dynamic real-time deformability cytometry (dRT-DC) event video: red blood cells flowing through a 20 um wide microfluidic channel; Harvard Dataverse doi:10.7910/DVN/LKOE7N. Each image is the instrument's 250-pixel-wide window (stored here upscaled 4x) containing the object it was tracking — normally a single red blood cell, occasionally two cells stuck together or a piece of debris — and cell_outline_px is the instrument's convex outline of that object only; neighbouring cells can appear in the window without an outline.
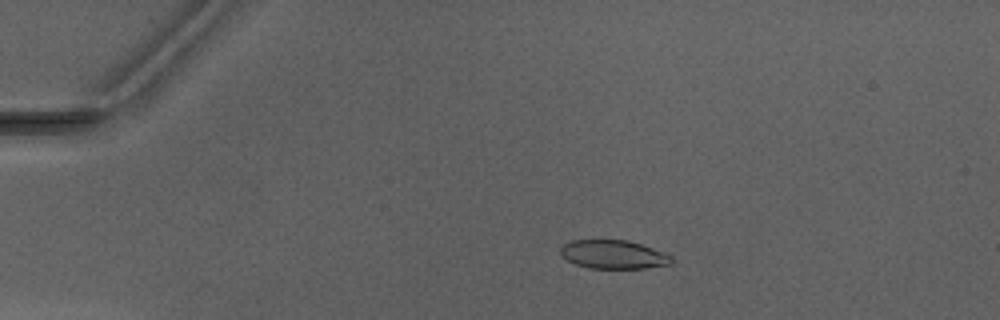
{"species": "Egyptian fruit bat (a non-hibernating species)", "species_latin": "Rousettus aegyptiacus", "temperature_condition": "warm", "stored_images_in_passage": 5, "camera_frame_rate_fps": 3000, "um_per_image_px": 0.085, "animal": {"sex": "male"}, "frame": {"image": 1, "passage_image": 3, "time_ms": 2.333, "image_size_px": [1000, 320], "cell_outline_px": [[672, 264], [644, 268], [588, 268], [576, 264], [560, 256], [560, 248], [564, 244], [572, 240], [628, 240], [664, 252], [672, 256]], "centroid_in_image_um": [52.13, 21.63], "position_along_channel_um": 32.9, "area_um2": 18.5}}